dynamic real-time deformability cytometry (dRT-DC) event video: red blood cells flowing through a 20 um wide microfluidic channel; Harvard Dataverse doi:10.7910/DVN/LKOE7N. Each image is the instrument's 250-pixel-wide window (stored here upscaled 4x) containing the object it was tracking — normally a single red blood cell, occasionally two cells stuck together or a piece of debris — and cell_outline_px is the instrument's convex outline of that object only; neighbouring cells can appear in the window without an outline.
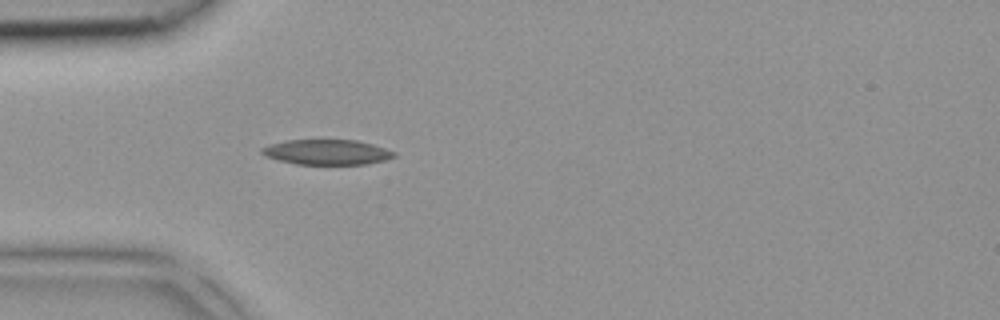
{"species": "common noctule bat (a hibernating species)", "species_latin": "Nyctalus noctula", "temperature_condition": "room temperature", "stored_images_in_passage": 3, "camera_frame_rate_fps": 3000, "um_per_image_px": 0.085, "animal": {"sex": "female", "body_mass_g": 18.4}, "frame": {"image": 1, "passage_image": 3, "time_ms": 0.667, "image_size_px": [1000, 320], "cell_outline_px": [[396, 156], [384, 160], [368, 164], [296, 164], [264, 156], [260, 152], [260, 148], [268, 144], [284, 140], [356, 140], [372, 144], [396, 152]], "centroid_in_image_um": [27.75, 12.92], "position_along_channel_um": 57.3, "area_um2": 19.42}}